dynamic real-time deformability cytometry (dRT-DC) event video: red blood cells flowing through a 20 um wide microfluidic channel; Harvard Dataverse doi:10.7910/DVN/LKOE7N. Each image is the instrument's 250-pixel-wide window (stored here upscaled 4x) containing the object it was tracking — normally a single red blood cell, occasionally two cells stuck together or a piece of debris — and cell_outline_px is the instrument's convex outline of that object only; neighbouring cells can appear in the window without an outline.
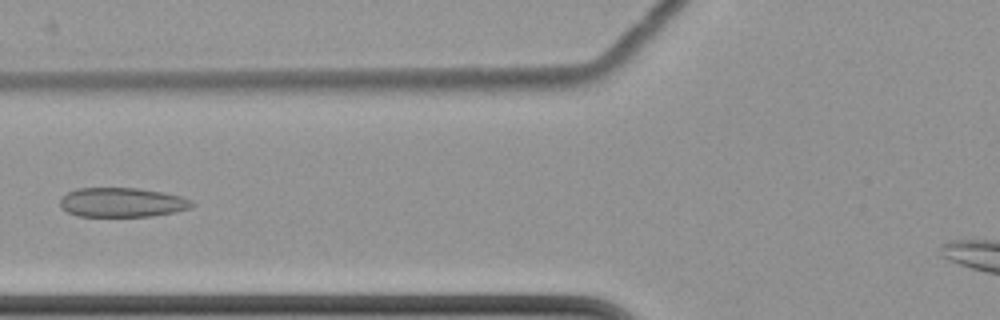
{"species": "common noctule bat (a hibernating species)", "species_latin": "Nyctalus noctula", "temperature_condition": "cold", "stored_images_in_passage": 6, "camera_frame_rate_fps": 3000, "um_per_image_px": 0.085, "animal": {"sex": "female", "body_mass_g": 22.7, "forearm_length_mm": 54.2}, "frame": {"image": 1, "passage_image": 6, "time_ms": 6.667, "image_size_px": [1000, 320], "cell_outline_px": [[196, 204], [192, 208], [176, 212], [152, 216], [76, 216], [60, 208], [60, 200], [68, 192], [76, 188], [136, 188], [164, 192], [180, 196], [192, 200]], "centroid_in_image_um": [10.41, 17.21], "position_along_channel_um": 115.4, "area_um2": 22.77}}